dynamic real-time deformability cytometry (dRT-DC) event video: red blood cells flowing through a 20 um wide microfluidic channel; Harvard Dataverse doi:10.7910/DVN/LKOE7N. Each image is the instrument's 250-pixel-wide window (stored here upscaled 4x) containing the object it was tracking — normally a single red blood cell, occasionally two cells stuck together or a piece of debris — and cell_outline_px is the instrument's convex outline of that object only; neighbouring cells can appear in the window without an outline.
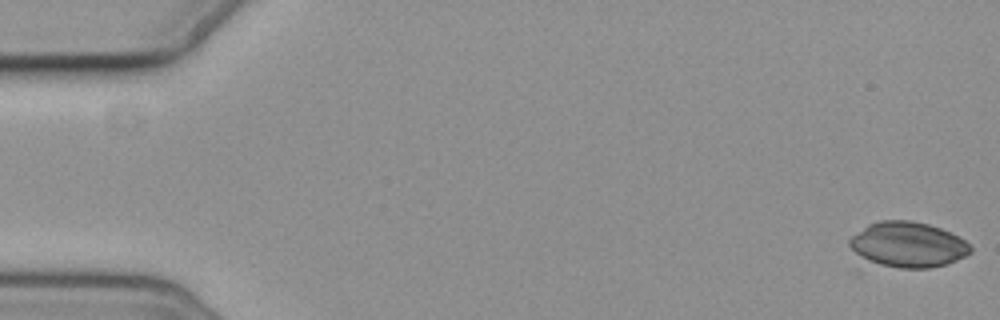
{"species": "common noctule bat (a hibernating species)", "species_latin": "Nyctalus noctula", "temperature_condition": "cold", "stored_images_in_passage": 4, "segment_of_instrument_passage": [1, 2], "camera_frame_rate_fps": 3000, "um_per_image_px": 0.085, "animal": {"sex": "female", "body_mass_g": 19.3, "forearm_length_mm": 54.1}, "frame": {"image": 1, "passage_image": 1, "time_ms": 0.0, "image_size_px": [1000, 320], "cell_outline_px": [[972, 252], [948, 264], [928, 268], [900, 268], [864, 264], [848, 244], [848, 240], [852, 236], [868, 224], [880, 220], [912, 220], [928, 224], [940, 228], [964, 240], [972, 248]], "centroid_in_image_um": [77.1, 20.82], "position_along_channel_um": 7.9, "area_um2": 32.43}}